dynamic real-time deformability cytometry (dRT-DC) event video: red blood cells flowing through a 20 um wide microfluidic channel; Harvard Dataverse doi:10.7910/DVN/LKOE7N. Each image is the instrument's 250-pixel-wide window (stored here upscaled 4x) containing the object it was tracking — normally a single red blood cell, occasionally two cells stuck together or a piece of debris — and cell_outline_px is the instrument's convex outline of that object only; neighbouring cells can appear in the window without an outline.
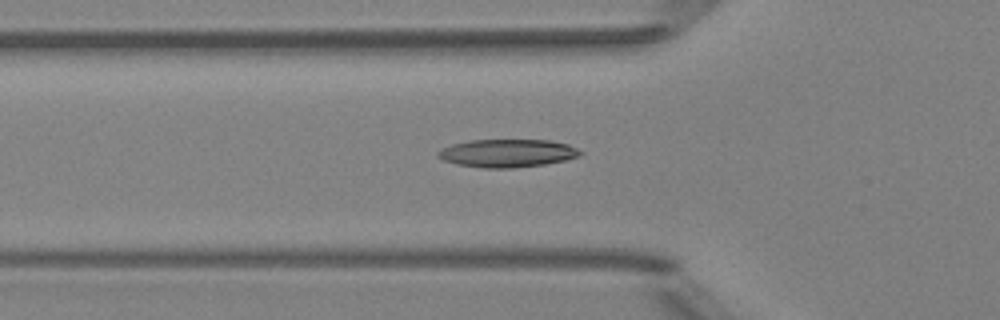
{"species": "Egyptian fruit bat (a non-hibernating species)", "species_latin": "Rousettus aegyptiacus", "temperature_condition": "room temperature", "stored_images_in_passage": 32, "camera_frame_rate_fps": 3000, "um_per_image_px": 0.085, "animal": {"sex": "female"}, "frame": {"image": 1, "passage_image": 4, "time_ms": 1.0, "image_size_px": [1000, 320], "cell_outline_px": [[584, 152], [580, 156], [564, 160], [544, 164], [512, 168], [480, 168], [456, 164], [444, 160], [436, 156], [436, 152], [452, 144], [468, 140], [548, 140], [568, 144]], "centroid_in_image_um": [43.11, 13.02], "position_along_channel_um": 82.7, "area_um2": 23.24}}
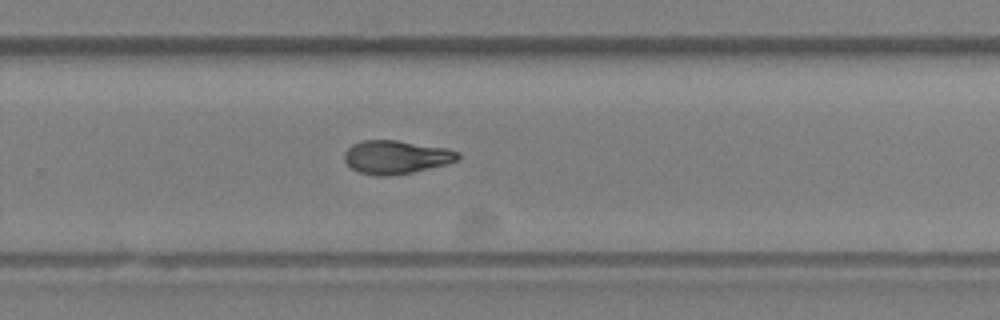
{"frame": {"image": 2, "passage_image": 20, "time_ms": 6.333, "image_size_px": [1000, 320], "cell_outline_px": [[460, 156], [456, 160], [448, 164], [412, 172], [388, 176], [376, 176], [360, 172], [352, 168], [344, 160], [344, 152], [352, 144], [360, 140], [396, 140], [444, 148], [460, 152]], "centroid_in_image_um": [33.64, 13.35], "position_along_channel_um": 296.2, "area_um2": 22.02}}
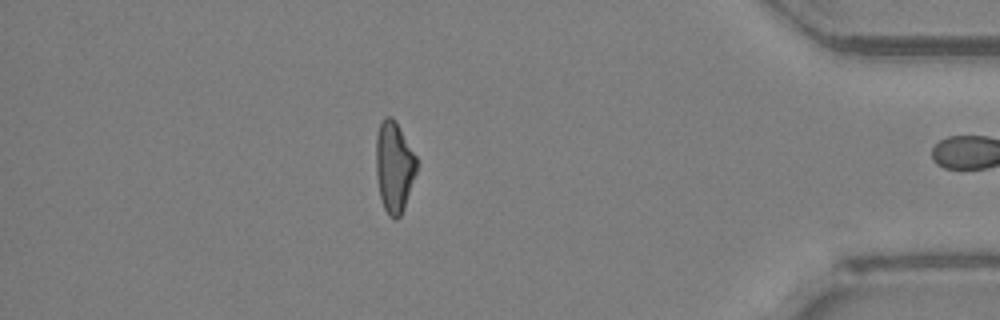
{"frame": {"image": 3, "passage_image": 31, "time_ms": 10.0, "image_size_px": [1000, 320], "cell_outline_px": [[416, 172], [404, 208], [400, 216], [396, 220], [388, 216], [384, 208], [380, 196], [376, 176], [376, 136], [380, 120], [384, 116], [392, 116], [396, 120], [416, 156]], "centroid_in_image_um": [33.48, 14.14], "position_along_channel_um": 401.7, "area_um2": 21.68}, "authors_computed_cell_mechanics": {"area_um2": 22.1663, "velocity_mm_per_s": 4.01, "shape_relaxation_time_tau1_ms": 6.342, "shape_relaxation_time_tau2_ms": 3.8275, "deformation_change_tau1": 0.1775, "deformation_change_tau2": 0.1008}}